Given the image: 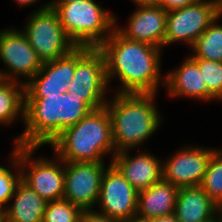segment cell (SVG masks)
<instances>
[{
  "label": "cell",
  "mask_w": 222,
  "mask_h": 222,
  "mask_svg": "<svg viewBox=\"0 0 222 222\" xmlns=\"http://www.w3.org/2000/svg\"><path fill=\"white\" fill-rule=\"evenodd\" d=\"M215 148L186 145L162 161L163 180L174 186H200Z\"/></svg>",
  "instance_id": "4fadbf2b"
},
{
  "label": "cell",
  "mask_w": 222,
  "mask_h": 222,
  "mask_svg": "<svg viewBox=\"0 0 222 222\" xmlns=\"http://www.w3.org/2000/svg\"><path fill=\"white\" fill-rule=\"evenodd\" d=\"M216 222H222V201L216 204Z\"/></svg>",
  "instance_id": "836d02e7"
},
{
  "label": "cell",
  "mask_w": 222,
  "mask_h": 222,
  "mask_svg": "<svg viewBox=\"0 0 222 222\" xmlns=\"http://www.w3.org/2000/svg\"><path fill=\"white\" fill-rule=\"evenodd\" d=\"M75 72V49L68 55L42 63L41 69L25 84V98H40L68 92Z\"/></svg>",
  "instance_id": "5bb4252c"
},
{
  "label": "cell",
  "mask_w": 222,
  "mask_h": 222,
  "mask_svg": "<svg viewBox=\"0 0 222 222\" xmlns=\"http://www.w3.org/2000/svg\"><path fill=\"white\" fill-rule=\"evenodd\" d=\"M15 2H17L16 4H18V6L24 7L33 5L34 3L37 4L38 0H15Z\"/></svg>",
  "instance_id": "e575fe53"
},
{
  "label": "cell",
  "mask_w": 222,
  "mask_h": 222,
  "mask_svg": "<svg viewBox=\"0 0 222 222\" xmlns=\"http://www.w3.org/2000/svg\"><path fill=\"white\" fill-rule=\"evenodd\" d=\"M117 20L115 17V29L126 39L164 48L167 11L159 5L136 7L124 27L117 25Z\"/></svg>",
  "instance_id": "9a60e30c"
},
{
  "label": "cell",
  "mask_w": 222,
  "mask_h": 222,
  "mask_svg": "<svg viewBox=\"0 0 222 222\" xmlns=\"http://www.w3.org/2000/svg\"><path fill=\"white\" fill-rule=\"evenodd\" d=\"M137 202L138 191L109 162L102 177L96 211L125 222L137 214Z\"/></svg>",
  "instance_id": "7c38bea8"
},
{
  "label": "cell",
  "mask_w": 222,
  "mask_h": 222,
  "mask_svg": "<svg viewBox=\"0 0 222 222\" xmlns=\"http://www.w3.org/2000/svg\"><path fill=\"white\" fill-rule=\"evenodd\" d=\"M37 149L39 147L19 145L21 181L47 202L62 200L65 162L55 153L53 160L41 156L35 158L34 154Z\"/></svg>",
  "instance_id": "ba28073f"
},
{
  "label": "cell",
  "mask_w": 222,
  "mask_h": 222,
  "mask_svg": "<svg viewBox=\"0 0 222 222\" xmlns=\"http://www.w3.org/2000/svg\"><path fill=\"white\" fill-rule=\"evenodd\" d=\"M174 216L178 222H214L216 204L200 186L180 187Z\"/></svg>",
  "instance_id": "ac0fdd59"
},
{
  "label": "cell",
  "mask_w": 222,
  "mask_h": 222,
  "mask_svg": "<svg viewBox=\"0 0 222 222\" xmlns=\"http://www.w3.org/2000/svg\"><path fill=\"white\" fill-rule=\"evenodd\" d=\"M82 210L67 200L47 203L42 222H80Z\"/></svg>",
  "instance_id": "484cf974"
},
{
  "label": "cell",
  "mask_w": 222,
  "mask_h": 222,
  "mask_svg": "<svg viewBox=\"0 0 222 222\" xmlns=\"http://www.w3.org/2000/svg\"><path fill=\"white\" fill-rule=\"evenodd\" d=\"M216 17L210 0H198L186 7L168 11L164 47L182 42L190 49Z\"/></svg>",
  "instance_id": "30bf717a"
},
{
  "label": "cell",
  "mask_w": 222,
  "mask_h": 222,
  "mask_svg": "<svg viewBox=\"0 0 222 222\" xmlns=\"http://www.w3.org/2000/svg\"><path fill=\"white\" fill-rule=\"evenodd\" d=\"M105 162H65L64 200L83 210H94Z\"/></svg>",
  "instance_id": "8fae6325"
},
{
  "label": "cell",
  "mask_w": 222,
  "mask_h": 222,
  "mask_svg": "<svg viewBox=\"0 0 222 222\" xmlns=\"http://www.w3.org/2000/svg\"><path fill=\"white\" fill-rule=\"evenodd\" d=\"M64 162H105L116 154L107 108L91 110L77 124L64 129L50 144Z\"/></svg>",
  "instance_id": "277c9868"
},
{
  "label": "cell",
  "mask_w": 222,
  "mask_h": 222,
  "mask_svg": "<svg viewBox=\"0 0 222 222\" xmlns=\"http://www.w3.org/2000/svg\"><path fill=\"white\" fill-rule=\"evenodd\" d=\"M80 1H86V0H51L49 4V8L55 9L59 4L62 3H71V2H80Z\"/></svg>",
  "instance_id": "1f68e13d"
},
{
  "label": "cell",
  "mask_w": 222,
  "mask_h": 222,
  "mask_svg": "<svg viewBox=\"0 0 222 222\" xmlns=\"http://www.w3.org/2000/svg\"><path fill=\"white\" fill-rule=\"evenodd\" d=\"M80 222H124L109 218L107 215L101 214L96 210H83L80 217Z\"/></svg>",
  "instance_id": "4316f807"
},
{
  "label": "cell",
  "mask_w": 222,
  "mask_h": 222,
  "mask_svg": "<svg viewBox=\"0 0 222 222\" xmlns=\"http://www.w3.org/2000/svg\"><path fill=\"white\" fill-rule=\"evenodd\" d=\"M131 2H134V5H136V7L159 5V0H131Z\"/></svg>",
  "instance_id": "f1b7e54d"
},
{
  "label": "cell",
  "mask_w": 222,
  "mask_h": 222,
  "mask_svg": "<svg viewBox=\"0 0 222 222\" xmlns=\"http://www.w3.org/2000/svg\"><path fill=\"white\" fill-rule=\"evenodd\" d=\"M220 18L222 17L217 16L194 42L190 48L191 58L222 62V25L218 22Z\"/></svg>",
  "instance_id": "7402d4cb"
},
{
  "label": "cell",
  "mask_w": 222,
  "mask_h": 222,
  "mask_svg": "<svg viewBox=\"0 0 222 222\" xmlns=\"http://www.w3.org/2000/svg\"><path fill=\"white\" fill-rule=\"evenodd\" d=\"M99 48L106 60L108 85L116 77L121 82L115 93L157 94L160 85L165 86L161 48L126 39L116 29Z\"/></svg>",
  "instance_id": "6da1fadb"
},
{
  "label": "cell",
  "mask_w": 222,
  "mask_h": 222,
  "mask_svg": "<svg viewBox=\"0 0 222 222\" xmlns=\"http://www.w3.org/2000/svg\"><path fill=\"white\" fill-rule=\"evenodd\" d=\"M54 10L76 47H99L115 29L116 15L94 0L62 3Z\"/></svg>",
  "instance_id": "5b68a950"
},
{
  "label": "cell",
  "mask_w": 222,
  "mask_h": 222,
  "mask_svg": "<svg viewBox=\"0 0 222 222\" xmlns=\"http://www.w3.org/2000/svg\"><path fill=\"white\" fill-rule=\"evenodd\" d=\"M168 96L188 97L198 101L216 100L206 88L197 63L188 55L180 66L168 71L165 75V86Z\"/></svg>",
  "instance_id": "e0dca14e"
},
{
  "label": "cell",
  "mask_w": 222,
  "mask_h": 222,
  "mask_svg": "<svg viewBox=\"0 0 222 222\" xmlns=\"http://www.w3.org/2000/svg\"><path fill=\"white\" fill-rule=\"evenodd\" d=\"M0 222H8L7 215H6V209L1 206H0Z\"/></svg>",
  "instance_id": "d590c367"
},
{
  "label": "cell",
  "mask_w": 222,
  "mask_h": 222,
  "mask_svg": "<svg viewBox=\"0 0 222 222\" xmlns=\"http://www.w3.org/2000/svg\"><path fill=\"white\" fill-rule=\"evenodd\" d=\"M197 1L198 0H159V6L168 12L178 8L186 7Z\"/></svg>",
  "instance_id": "83f0119b"
},
{
  "label": "cell",
  "mask_w": 222,
  "mask_h": 222,
  "mask_svg": "<svg viewBox=\"0 0 222 222\" xmlns=\"http://www.w3.org/2000/svg\"><path fill=\"white\" fill-rule=\"evenodd\" d=\"M125 222H152V220L149 219V218L141 217V216L136 214V215L132 216L129 220H127Z\"/></svg>",
  "instance_id": "d6a6232c"
},
{
  "label": "cell",
  "mask_w": 222,
  "mask_h": 222,
  "mask_svg": "<svg viewBox=\"0 0 222 222\" xmlns=\"http://www.w3.org/2000/svg\"><path fill=\"white\" fill-rule=\"evenodd\" d=\"M6 209L8 222H42L47 201L20 181Z\"/></svg>",
  "instance_id": "ffe728a7"
},
{
  "label": "cell",
  "mask_w": 222,
  "mask_h": 222,
  "mask_svg": "<svg viewBox=\"0 0 222 222\" xmlns=\"http://www.w3.org/2000/svg\"><path fill=\"white\" fill-rule=\"evenodd\" d=\"M152 222H178L174 214L169 216H161L157 218H152Z\"/></svg>",
  "instance_id": "4dcf8cb0"
},
{
  "label": "cell",
  "mask_w": 222,
  "mask_h": 222,
  "mask_svg": "<svg viewBox=\"0 0 222 222\" xmlns=\"http://www.w3.org/2000/svg\"><path fill=\"white\" fill-rule=\"evenodd\" d=\"M200 187L215 203L222 201V149L212 153Z\"/></svg>",
  "instance_id": "cb8c5ba5"
},
{
  "label": "cell",
  "mask_w": 222,
  "mask_h": 222,
  "mask_svg": "<svg viewBox=\"0 0 222 222\" xmlns=\"http://www.w3.org/2000/svg\"><path fill=\"white\" fill-rule=\"evenodd\" d=\"M178 187L163 179L138 192L137 215L157 218L174 214Z\"/></svg>",
  "instance_id": "d6986e66"
},
{
  "label": "cell",
  "mask_w": 222,
  "mask_h": 222,
  "mask_svg": "<svg viewBox=\"0 0 222 222\" xmlns=\"http://www.w3.org/2000/svg\"><path fill=\"white\" fill-rule=\"evenodd\" d=\"M109 85L106 77V60L99 47L75 48V72L68 92L92 109L106 105ZM107 94V95H106Z\"/></svg>",
  "instance_id": "8992f818"
},
{
  "label": "cell",
  "mask_w": 222,
  "mask_h": 222,
  "mask_svg": "<svg viewBox=\"0 0 222 222\" xmlns=\"http://www.w3.org/2000/svg\"><path fill=\"white\" fill-rule=\"evenodd\" d=\"M92 109L70 92L25 98L24 131L14 145L41 147L50 144L64 129L77 124Z\"/></svg>",
  "instance_id": "7a4b0ae2"
},
{
  "label": "cell",
  "mask_w": 222,
  "mask_h": 222,
  "mask_svg": "<svg viewBox=\"0 0 222 222\" xmlns=\"http://www.w3.org/2000/svg\"><path fill=\"white\" fill-rule=\"evenodd\" d=\"M156 94L114 93L105 107L111 119L115 151L140 148L162 122Z\"/></svg>",
  "instance_id": "3957f363"
},
{
  "label": "cell",
  "mask_w": 222,
  "mask_h": 222,
  "mask_svg": "<svg viewBox=\"0 0 222 222\" xmlns=\"http://www.w3.org/2000/svg\"><path fill=\"white\" fill-rule=\"evenodd\" d=\"M192 59L199 67L207 91L216 99V101H222V62L201 58Z\"/></svg>",
  "instance_id": "d4e9b609"
},
{
  "label": "cell",
  "mask_w": 222,
  "mask_h": 222,
  "mask_svg": "<svg viewBox=\"0 0 222 222\" xmlns=\"http://www.w3.org/2000/svg\"><path fill=\"white\" fill-rule=\"evenodd\" d=\"M49 4L48 1L32 11L24 29H20L42 63L64 57L76 48L62 28L57 12L49 8Z\"/></svg>",
  "instance_id": "52a82bcc"
},
{
  "label": "cell",
  "mask_w": 222,
  "mask_h": 222,
  "mask_svg": "<svg viewBox=\"0 0 222 222\" xmlns=\"http://www.w3.org/2000/svg\"><path fill=\"white\" fill-rule=\"evenodd\" d=\"M14 146L9 158L11 165L7 166L8 168L5 165H0V206L4 208L10 203V199L13 196L15 189L21 181L19 145Z\"/></svg>",
  "instance_id": "603a6c76"
},
{
  "label": "cell",
  "mask_w": 222,
  "mask_h": 222,
  "mask_svg": "<svg viewBox=\"0 0 222 222\" xmlns=\"http://www.w3.org/2000/svg\"><path fill=\"white\" fill-rule=\"evenodd\" d=\"M133 149L117 152L110 161L139 192L163 179L162 160L143 151L131 156Z\"/></svg>",
  "instance_id": "2e32d148"
},
{
  "label": "cell",
  "mask_w": 222,
  "mask_h": 222,
  "mask_svg": "<svg viewBox=\"0 0 222 222\" xmlns=\"http://www.w3.org/2000/svg\"><path fill=\"white\" fill-rule=\"evenodd\" d=\"M24 108L25 85L0 79V125L11 126L18 118L24 124Z\"/></svg>",
  "instance_id": "44dd1931"
},
{
  "label": "cell",
  "mask_w": 222,
  "mask_h": 222,
  "mask_svg": "<svg viewBox=\"0 0 222 222\" xmlns=\"http://www.w3.org/2000/svg\"><path fill=\"white\" fill-rule=\"evenodd\" d=\"M0 61L4 63L5 69L7 68L4 71L0 69V79L24 85L42 66L25 34L16 28L0 30Z\"/></svg>",
  "instance_id": "9c48e42d"
},
{
  "label": "cell",
  "mask_w": 222,
  "mask_h": 222,
  "mask_svg": "<svg viewBox=\"0 0 222 222\" xmlns=\"http://www.w3.org/2000/svg\"><path fill=\"white\" fill-rule=\"evenodd\" d=\"M213 5L214 12L217 16L222 17V0H210Z\"/></svg>",
  "instance_id": "f546056e"
}]
</instances>
